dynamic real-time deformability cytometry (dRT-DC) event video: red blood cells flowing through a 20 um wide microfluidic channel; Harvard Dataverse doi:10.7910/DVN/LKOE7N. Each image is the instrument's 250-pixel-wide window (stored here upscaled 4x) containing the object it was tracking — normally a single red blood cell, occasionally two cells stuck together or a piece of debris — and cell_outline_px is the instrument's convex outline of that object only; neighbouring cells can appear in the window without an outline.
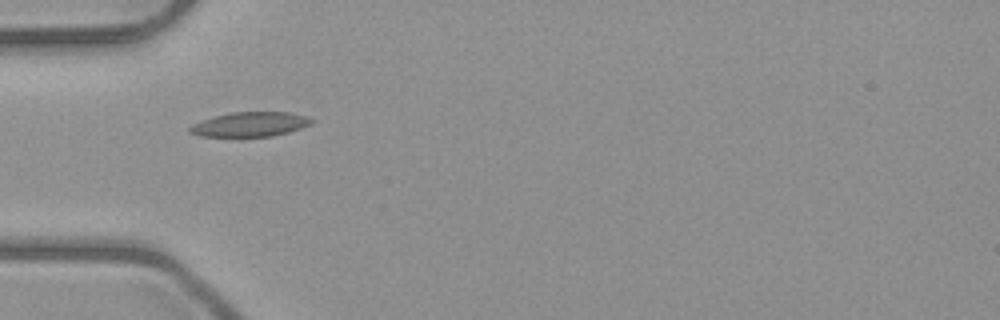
{"species": "common noctule bat (a hibernating species)", "species_latin": "Nyctalus noctula", "temperature_condition": "room temperature", "stored_images_in_passage": 4, "camera_frame_rate_fps": 3000, "um_per_image_px": 0.085, "animal": {"sex": "male", "body_mass_g": 23.1, "forearm_length_mm": 52.7}, "frame": {"image": 1, "passage_image": 1, "time_ms": 0.0, "image_size_px": [1000, 320], "cell_outline_px": [[316, 120], [312, 124], [288, 132], [272, 136], [200, 136], [188, 132], [188, 128], [192, 124], [216, 116], [232, 112], [288, 112], [308, 116]], "centroid_in_image_um": [21.3, 10.56], "position_along_channel_um": 63.7, "area_um2": 17.34}}
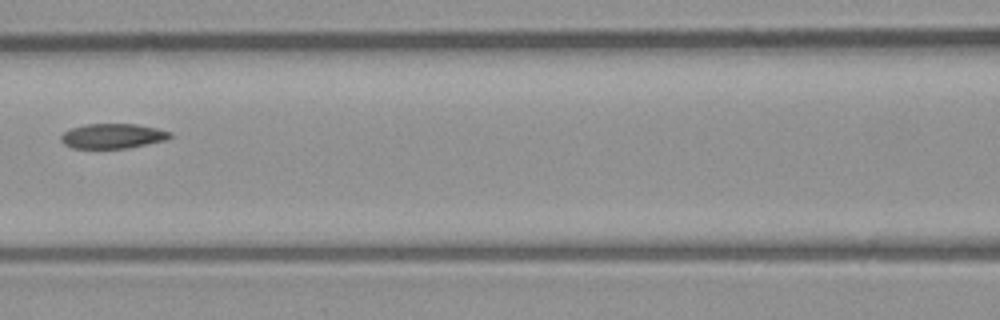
{"frame": {"image": 2, "passage_image": 3, "time_ms": 2.333, "image_size_px": [1000, 320], "cell_outline_px": [[172, 136], [168, 140], [128, 148], [72, 148], [64, 144], [60, 140], [60, 136], [64, 132], [72, 128], [84, 124], [136, 124], [156, 128], [172, 132]], "centroid_in_image_um": [9.6, 11.56], "position_along_channel_um": 157.0, "area_um2": 15.9}}
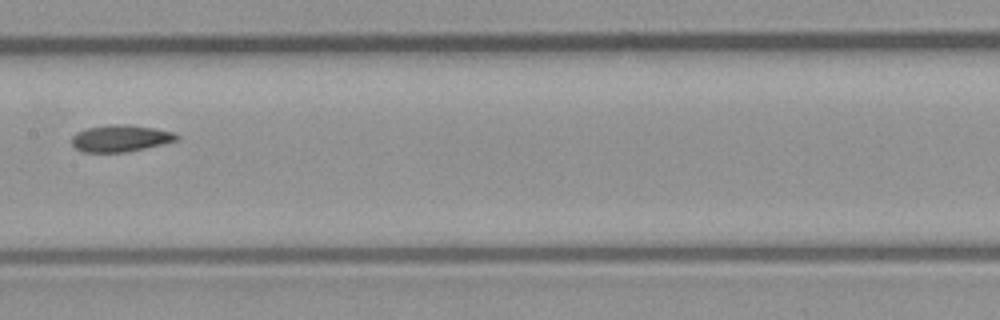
{"frame": {"image": 3, "passage_image": 4, "time_ms": 3.333, "image_size_px": [1000, 320], "cell_outline_px": [[180, 136], [176, 140], [144, 148], [124, 152], [84, 152], [76, 148], [72, 144], [72, 136], [76, 132], [88, 128], [108, 124], [128, 124], [152, 128], [172, 132]], "centroid_in_image_um": [10.19, 11.75], "position_along_channel_um": 197.2, "area_um2": 16.13}}